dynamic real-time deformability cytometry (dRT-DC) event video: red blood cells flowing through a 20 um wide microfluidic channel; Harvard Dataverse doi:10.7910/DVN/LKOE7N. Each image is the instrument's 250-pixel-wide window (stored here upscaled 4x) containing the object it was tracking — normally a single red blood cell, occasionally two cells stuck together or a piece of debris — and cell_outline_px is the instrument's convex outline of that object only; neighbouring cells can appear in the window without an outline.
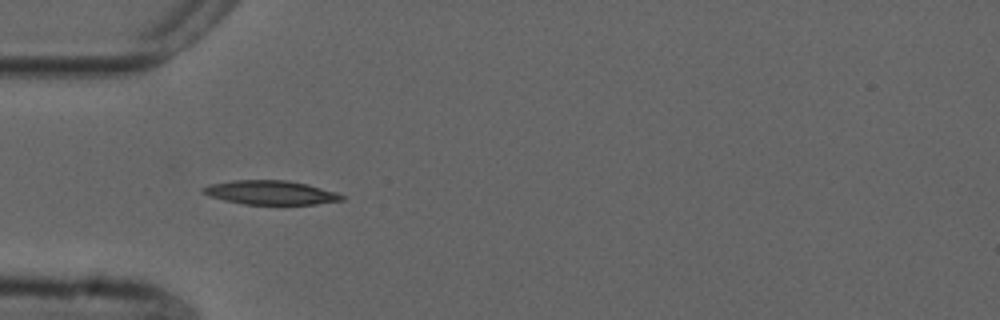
{"species": "common noctule bat (a hibernating species)", "species_latin": "Nyctalus noctula", "temperature_condition": "cold", "stored_images_in_passage": 39, "camera_frame_rate_fps": 3000, "um_per_image_px": 0.085, "animal": {"sex": "male", "forearm_length_mm": 52.5}, "frame": {"image": 1, "passage_image": 1, "time_ms": 0.0, "image_size_px": [1000, 320], "cell_outline_px": [[344, 200], [316, 204], [244, 204], [224, 200], [208, 196], [200, 192], [200, 188], [208, 184], [232, 180], [288, 180], [308, 184], [336, 192], [344, 196]], "centroid_in_image_um": [22.95, 16.36], "position_along_channel_um": 62.1, "area_um2": 19.59}}
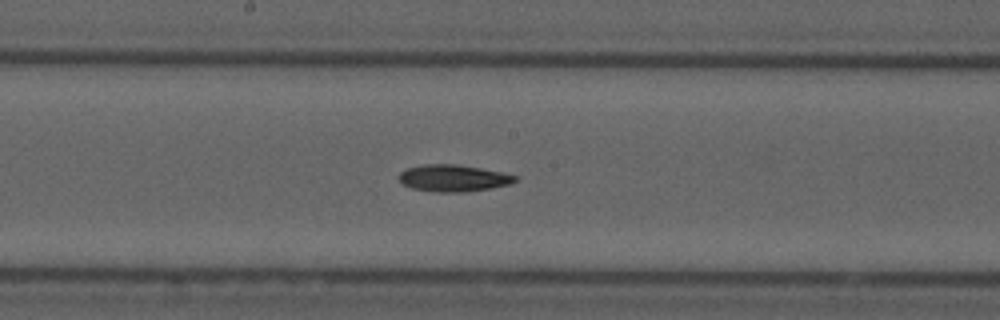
{"frame": {"image": 2, "passage_image": 13, "time_ms": 4.0, "image_size_px": [1000, 320], "cell_outline_px": [[520, 176], [516, 180], [508, 184], [468, 192], [440, 192], [412, 188], [404, 184], [400, 180], [400, 172], [408, 168], [424, 164], [456, 164], [480, 168]], "centroid_in_image_um": [38.54, 15.13], "position_along_channel_um": 209.7, "area_um2": 17.86}}
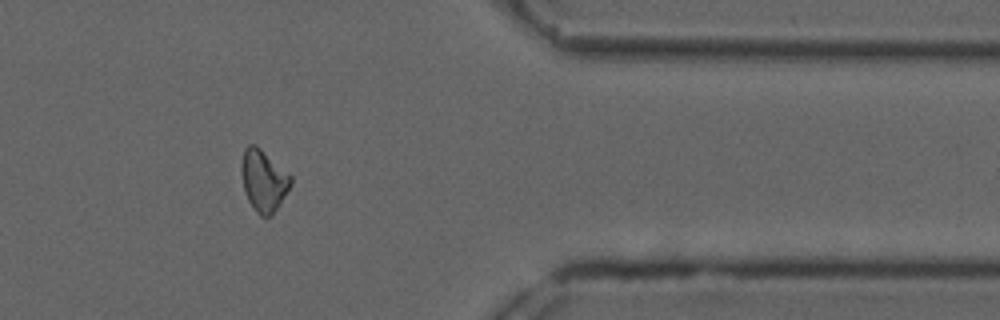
{"frame": {"image": 3, "passage_image": 29, "time_ms": 9.333, "image_size_px": [1000, 320], "cell_outline_px": [[292, 184], [272, 216], [260, 216], [256, 212], [248, 200], [244, 188], [240, 168], [244, 148], [248, 144], [256, 144], [288, 172], [292, 176]], "centroid_in_image_um": [22.41, 15.33], "position_along_channel_um": 389.0, "area_um2": 17.8}}